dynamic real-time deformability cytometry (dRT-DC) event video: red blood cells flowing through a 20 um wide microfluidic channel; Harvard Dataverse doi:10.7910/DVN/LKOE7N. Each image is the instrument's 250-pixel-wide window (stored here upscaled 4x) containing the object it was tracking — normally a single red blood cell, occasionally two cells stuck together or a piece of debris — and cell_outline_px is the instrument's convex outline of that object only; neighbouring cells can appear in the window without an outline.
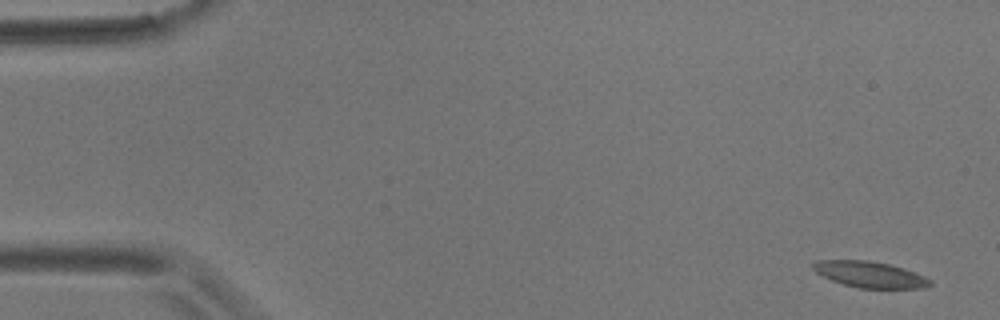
{"species": "common noctule bat (a hibernating species)", "species_latin": "Nyctalus noctula", "temperature_condition": "room temperature", "stored_images_in_passage": 7, "camera_frame_rate_fps": 3000, "um_per_image_px": 0.085, "animal": {"sex": "male", "body_mass_g": 17.9}, "frame": {"image": 1, "passage_image": 1, "time_ms": 0.0, "image_size_px": [1000, 320], "cell_outline_px": [[932, 284], [924, 288], [860, 288], [844, 284], [832, 280], [816, 272], [812, 268], [812, 264], [816, 260], [868, 260], [888, 264], [904, 268], [924, 276], [932, 280]], "centroid_in_image_um": [73.95, 23.32], "position_along_channel_um": 11.0, "area_um2": 17.69}}
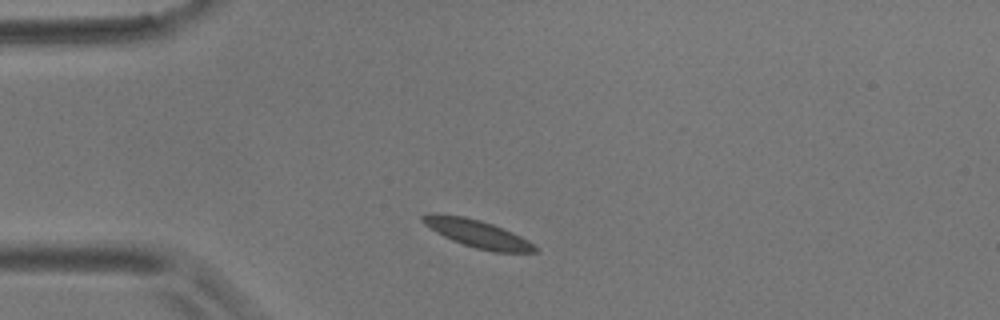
{"frame": {"image": 2, "passage_image": 5, "time_ms": 4.667, "image_size_px": [1000, 320], "cell_outline_px": [[540, 248], [536, 252], [492, 252], [476, 248], [452, 240], [436, 232], [424, 224], [420, 220], [420, 216], [424, 212], [436, 212], [464, 216], [480, 220], [492, 224], [512, 232], [528, 240]], "centroid_in_image_um": [40.53, 19.83], "position_along_channel_um": 44.5, "area_um2": 18.32}}